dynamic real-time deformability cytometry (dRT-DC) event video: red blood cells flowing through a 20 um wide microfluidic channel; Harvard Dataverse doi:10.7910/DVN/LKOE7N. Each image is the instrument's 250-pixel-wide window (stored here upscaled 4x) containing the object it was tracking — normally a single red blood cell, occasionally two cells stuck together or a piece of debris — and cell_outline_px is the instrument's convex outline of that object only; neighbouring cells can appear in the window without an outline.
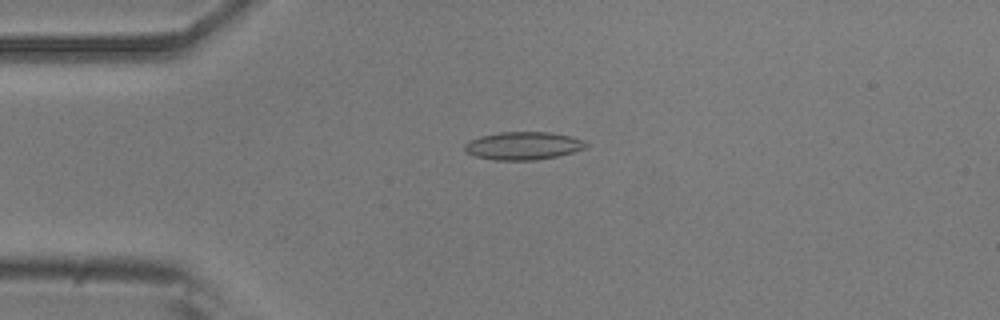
{"species": "common noctule bat (a hibernating species)", "species_latin": "Nyctalus noctula", "temperature_condition": "room temperature", "stored_images_in_passage": 5, "camera_frame_rate_fps": 3000, "um_per_image_px": 0.085, "animal": {"sex": "male", "body_mass_g": 20.5, "forearm_length_mm": 52.5}, "frame": {"image": 1, "passage_image": 4, "time_ms": 1.0, "image_size_px": [1000, 320], "cell_outline_px": [[588, 144], [584, 148], [560, 156], [536, 160], [496, 160], [476, 156], [464, 152], [464, 144], [468, 140], [480, 136], [500, 132], [548, 132], [572, 136], [584, 140]], "centroid_in_image_um": [44.45, 12.39], "position_along_channel_um": 40.5, "area_um2": 19.88}}